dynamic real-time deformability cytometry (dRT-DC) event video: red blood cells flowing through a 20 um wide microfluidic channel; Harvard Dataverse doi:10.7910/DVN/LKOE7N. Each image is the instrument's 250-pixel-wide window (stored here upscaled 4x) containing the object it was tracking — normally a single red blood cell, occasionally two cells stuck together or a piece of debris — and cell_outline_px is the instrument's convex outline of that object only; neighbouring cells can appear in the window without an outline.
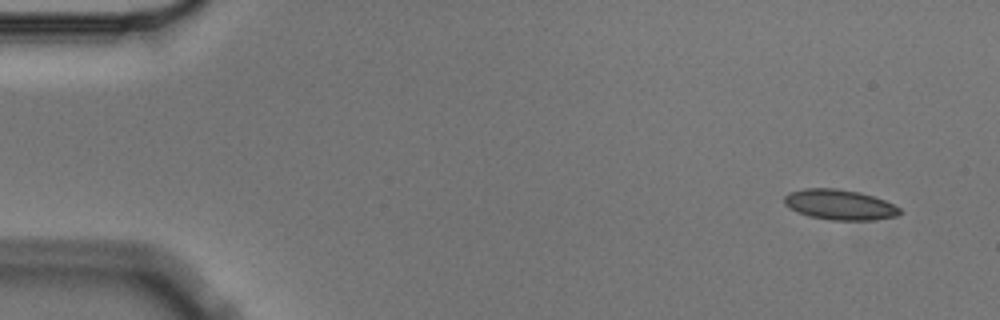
{"species": "Egyptian fruit bat (a non-hibernating species)", "species_latin": "Rousettus aegyptiacus", "temperature_condition": "cold", "stored_images_in_passage": 4, "camera_frame_rate_fps": 3000, "um_per_image_px": 0.085, "animal": {"sex": "male"}, "frame": {"image": 1, "passage_image": 1, "time_ms": 0.0, "image_size_px": [1000, 320], "cell_outline_px": [[904, 212], [896, 216], [876, 220], [832, 220], [808, 216], [796, 212], [788, 208], [784, 204], [784, 196], [788, 192], [804, 188], [836, 188], [860, 192], [884, 200], [900, 208]], "centroid_in_image_um": [71.34, 17.4], "position_along_channel_um": 13.7, "area_um2": 20.63}}
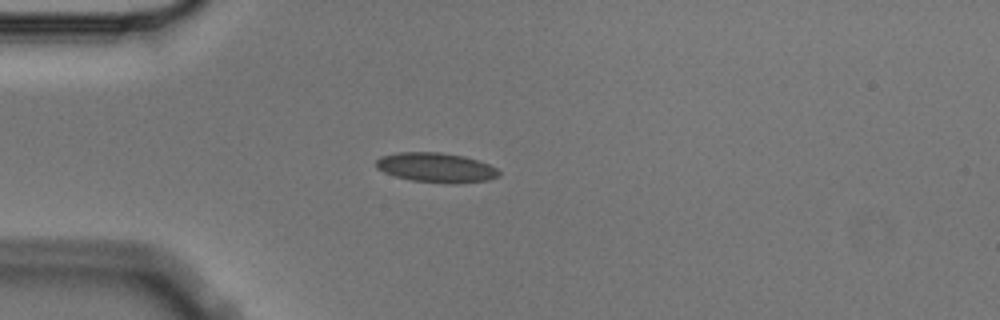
{"frame": {"image": 2, "passage_image": 4, "time_ms": 1.0, "image_size_px": [1000, 320], "cell_outline_px": [[500, 176], [488, 180], [456, 184], [452, 184], [412, 180], [396, 176], [384, 172], [376, 168], [376, 160], [380, 156], [396, 152], [440, 152], [464, 156], [488, 164], [496, 168], [500, 172]], "centroid_in_image_um": [37.06, 14.24], "position_along_channel_um": 47.9, "area_um2": 21.27}}